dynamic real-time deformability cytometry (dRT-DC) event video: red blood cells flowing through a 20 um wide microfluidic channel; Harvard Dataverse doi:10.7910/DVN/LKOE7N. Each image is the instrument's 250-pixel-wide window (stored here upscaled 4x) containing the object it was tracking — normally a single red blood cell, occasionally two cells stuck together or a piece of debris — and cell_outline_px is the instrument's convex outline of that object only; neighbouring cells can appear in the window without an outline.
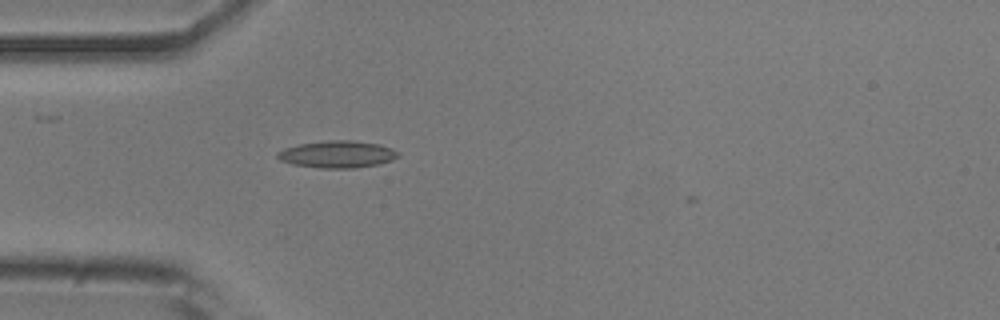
{"species": "common noctule bat (a hibernating species)", "species_latin": "Nyctalus noctula", "temperature_condition": "room temperature", "stored_images_in_passage": 2, "camera_frame_rate_fps": 3000, "um_per_image_px": 0.085, "animal": {"sex": "male", "body_mass_g": 20.5, "forearm_length_mm": 52.5}, "frame": {"image": 1, "passage_image": 1, "time_ms": 0.0, "image_size_px": [1000, 320], "cell_outline_px": [[400, 156], [392, 160], [380, 164], [356, 168], [320, 168], [292, 164], [280, 160], [276, 156], [276, 152], [284, 148], [300, 144], [328, 140], [352, 140], [380, 144], [392, 148], [400, 152]], "centroid_in_image_um": [28.71, 13.11], "position_along_channel_um": 56.3, "area_um2": 19.25}}